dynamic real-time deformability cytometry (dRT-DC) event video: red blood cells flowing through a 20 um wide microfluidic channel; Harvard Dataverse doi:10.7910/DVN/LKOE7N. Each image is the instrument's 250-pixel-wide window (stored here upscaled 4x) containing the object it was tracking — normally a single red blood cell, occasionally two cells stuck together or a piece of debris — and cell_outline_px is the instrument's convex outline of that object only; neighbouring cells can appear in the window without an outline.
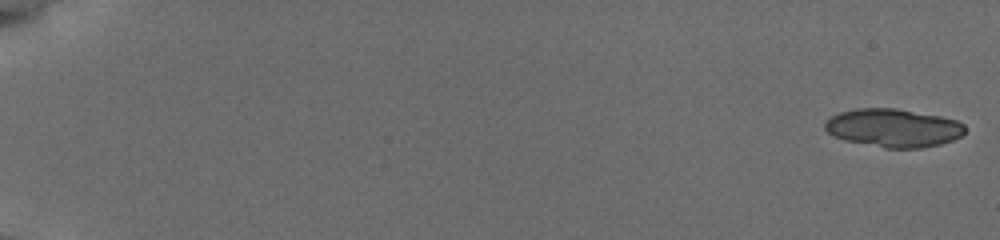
{"species": "common noctule bat (a hibernating species)", "species_latin": "Nyctalus noctula", "temperature_condition": "cold", "stored_images_in_passage": 20, "camera_frame_rate_fps": 3000, "um_per_image_px": 0.085, "animal": {"sex": "female", "body_mass_g": 19.5, "forearm_length_mm": 54.1}, "frame": {"image": 1, "passage_image": 1, "time_ms": 0.0, "image_size_px": [1000, 240], "cell_outline_px": [[964, 132], [960, 136], [952, 140], [940, 144], [920, 148], [884, 148], [844, 140], [832, 136], [824, 128], [824, 124], [832, 116], [840, 112], [856, 108], [896, 108], [940, 116], [956, 120], [964, 124]], "centroid_in_image_um": [75.91, 10.87], "position_along_channel_um": 9.1, "area_um2": 31.21}}